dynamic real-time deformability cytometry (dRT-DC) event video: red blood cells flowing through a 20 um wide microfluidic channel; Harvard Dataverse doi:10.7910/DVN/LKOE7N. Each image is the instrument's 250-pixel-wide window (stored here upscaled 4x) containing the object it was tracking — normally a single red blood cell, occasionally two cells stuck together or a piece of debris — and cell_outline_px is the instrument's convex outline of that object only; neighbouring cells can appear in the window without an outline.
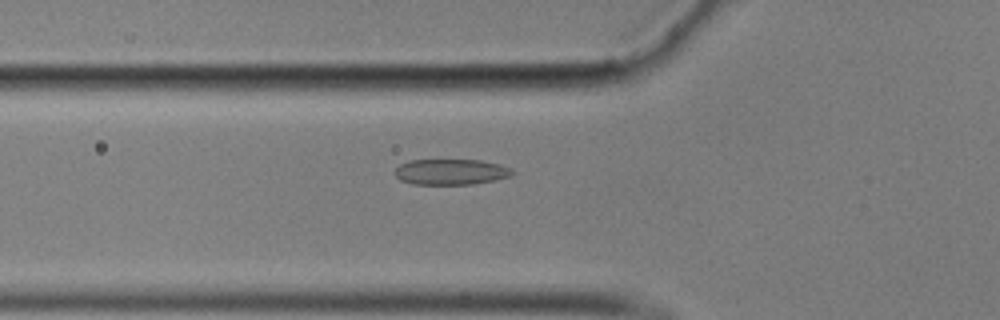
{"species": "common noctule bat (a hibernating species)", "species_latin": "Nyctalus noctula", "temperature_condition": "cold", "stored_images_in_passage": 44, "camera_frame_rate_fps": 3000, "um_per_image_px": 0.085, "animal": {"sex": "male", "body_mass_g": 17.9}, "frame": {"image": 1, "passage_image": 7, "time_ms": 2.0, "image_size_px": [1000, 320], "cell_outline_px": [[516, 172], [512, 176], [472, 184], [412, 184], [400, 180], [392, 172], [400, 164], [408, 160], [480, 160], [500, 164], [512, 168]], "centroid_in_image_um": [38.32, 14.6], "position_along_channel_um": 87.5, "area_um2": 17.74}}
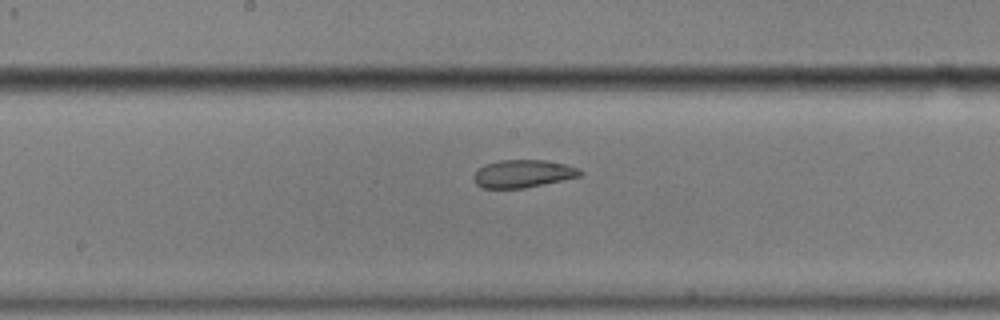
{"frame": {"image": 2, "passage_image": 17, "time_ms": 5.333, "image_size_px": [1000, 320], "cell_outline_px": [[584, 172], [580, 176], [544, 184], [524, 188], [484, 188], [476, 184], [472, 176], [484, 164], [500, 160], [544, 160], [568, 164], [580, 168]], "centroid_in_image_um": [44.48, 14.75], "position_along_channel_um": 203.7, "area_um2": 17.28}}
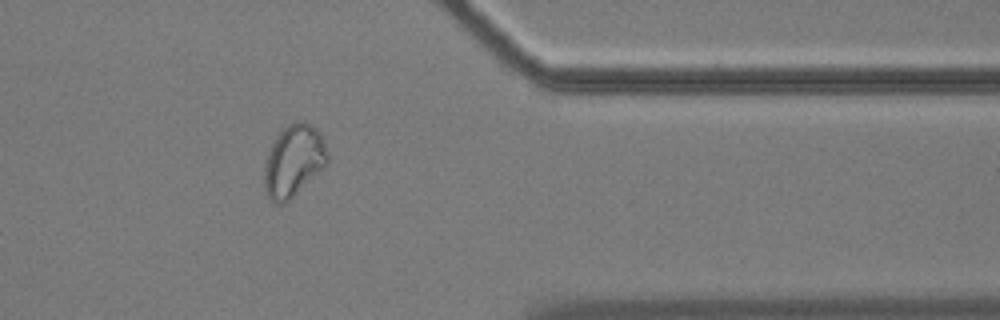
{"frame": {"image": 3, "passage_image": 34, "time_ms": 11.0, "image_size_px": [1000, 320], "cell_outline_px": [[328, 164], [324, 168], [284, 204], [276, 204], [268, 200], [264, 184], [264, 168], [268, 152], [276, 136], [288, 124], [308, 124], [316, 128], [320, 132], [328, 152]], "centroid_in_image_um": [24.95, 13.72], "position_along_channel_um": 386.4, "area_um2": 26.18}, "authors_computed_cell_mechanics": {"area_um2": 18.7272, "velocity_mm_per_s": 3.4629, "shape_relaxation_time_tau1_ms": null, "shape_relaxation_time_tau2_ms": 2.1387, "deformation_change_tau1": null, "deformation_change_tau2": 0.0672}}